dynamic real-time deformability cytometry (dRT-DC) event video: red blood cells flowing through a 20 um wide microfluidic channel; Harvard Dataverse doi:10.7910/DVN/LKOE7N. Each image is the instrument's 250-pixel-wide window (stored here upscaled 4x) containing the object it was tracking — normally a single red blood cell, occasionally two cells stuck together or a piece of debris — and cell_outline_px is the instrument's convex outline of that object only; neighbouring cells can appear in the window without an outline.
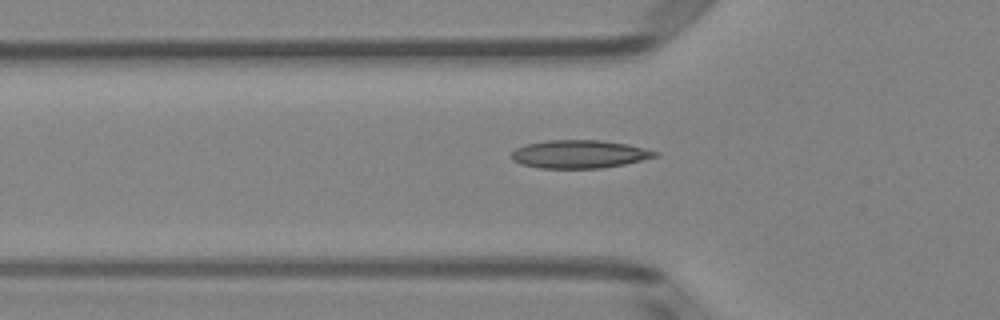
{"species": "Egyptian fruit bat (a non-hibernating species)", "species_latin": "Rousettus aegyptiacus", "temperature_condition": "room temperature", "stored_images_in_passage": 37, "camera_frame_rate_fps": 3000, "um_per_image_px": 0.085, "animal": {"sex": "female"}, "frame": {"image": 1, "passage_image": 3, "time_ms": 0.667, "image_size_px": [1000, 320], "cell_outline_px": [[660, 156], [624, 164], [600, 168], [540, 168], [520, 164], [512, 160], [512, 152], [516, 148], [524, 144], [548, 140], [600, 140], [628, 144], [660, 152]], "centroid_in_image_um": [49.25, 13.1], "position_along_channel_um": 76.5, "area_um2": 23.64}}
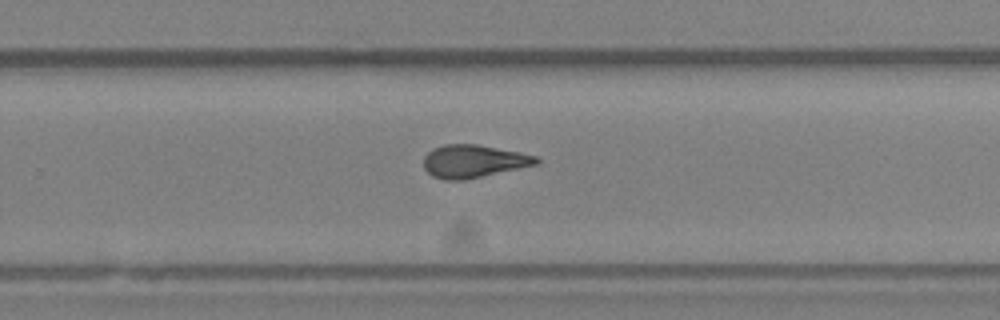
{"frame": {"image": 2, "passage_image": 19, "time_ms": 6.0, "image_size_px": [1000, 320], "cell_outline_px": [[540, 164], [464, 180], [444, 180], [432, 176], [424, 168], [424, 156], [432, 148], [444, 144], [476, 144], [520, 152], [536, 156], [540, 160]], "centroid_in_image_um": [40.25, 13.7], "position_along_channel_um": 289.5, "area_um2": 21.68}}
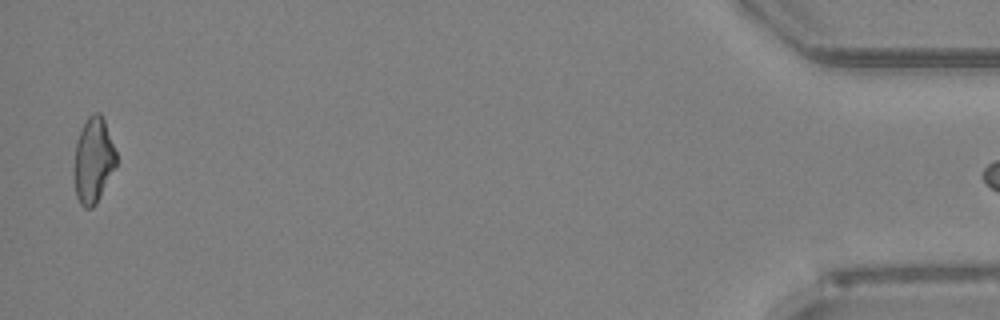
{"frame": {"image": 3, "passage_image": 36, "time_ms": 11.667, "image_size_px": [1000, 320], "cell_outline_px": [[116, 168], [96, 204], [92, 208], [84, 208], [80, 204], [76, 196], [76, 140], [88, 116], [96, 112], [100, 112], [104, 120], [116, 152]], "centroid_in_image_um": [7.97, 13.64], "position_along_channel_um": 427.2, "area_um2": 20.52}}